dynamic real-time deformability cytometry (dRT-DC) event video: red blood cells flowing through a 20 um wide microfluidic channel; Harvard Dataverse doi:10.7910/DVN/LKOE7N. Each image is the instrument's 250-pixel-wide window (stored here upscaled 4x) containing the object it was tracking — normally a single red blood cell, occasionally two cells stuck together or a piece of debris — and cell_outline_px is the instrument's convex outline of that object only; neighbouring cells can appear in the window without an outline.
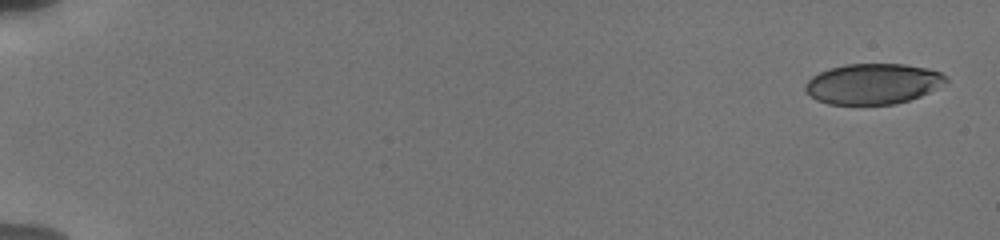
{"species": "human", "species_latin": "Homo sapiens", "temperature_condition": "cold", "stored_images_in_passage": 44, "camera_frame_rate_fps": 3000, "um_per_image_px": 0.085, "donor": {"sex": "male"}, "frame": {"image": 1, "passage_image": 1, "time_ms": 0.0, "image_size_px": [1000, 240], "cell_outline_px": [[948, 84], [920, 96], [908, 100], [892, 104], [828, 104], [816, 100], [804, 88], [804, 84], [812, 76], [828, 68], [844, 64], [904, 64], [928, 68], [940, 72], [948, 76]], "centroid_in_image_um": [74.24, 7.11], "position_along_channel_um": 10.8, "area_um2": 33.47}}
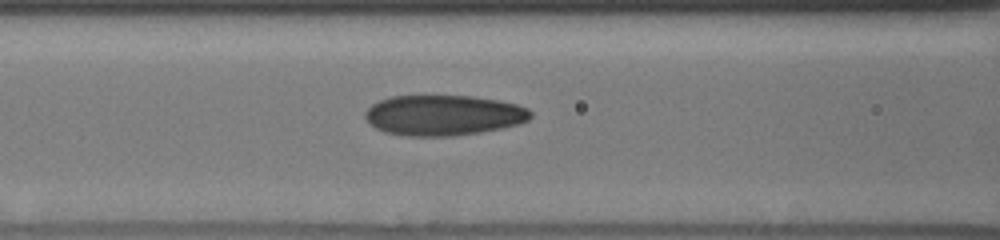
{"frame": {"image": 2, "passage_image": 23, "time_ms": 8.0, "image_size_px": [1000, 240], "cell_outline_px": [[532, 116], [528, 120], [504, 128], [480, 132], [452, 136], [408, 136], [384, 132], [376, 128], [364, 116], [364, 112], [372, 104], [380, 100], [392, 96], [472, 96], [500, 100], [516, 104], [528, 108], [532, 112]], "centroid_in_image_um": [37.71, 9.79], "position_along_channel_um": 128.9, "area_um2": 39.02}}
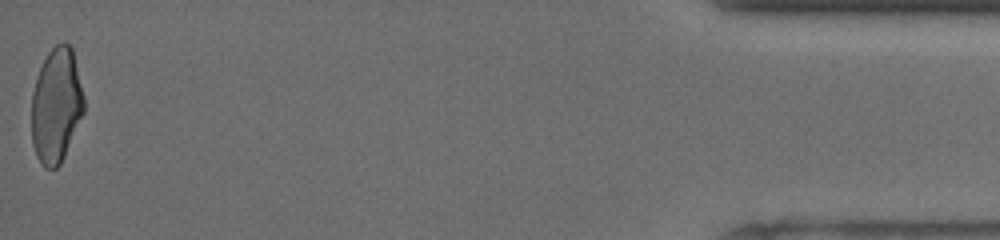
{"frame": {"image": 3, "passage_image": 44, "time_ms": 18.0, "image_size_px": [1000, 240], "cell_outline_px": [[84, 112], [64, 156], [60, 164], [56, 168], [44, 168], [36, 156], [32, 144], [32, 92], [40, 68], [48, 52], [56, 44], [64, 40], [72, 48], [84, 96]], "centroid_in_image_um": [4.78, 8.96], "position_along_channel_um": 430.4, "area_um2": 34.97}, "authors_computed_cell_mechanics": {"area_um2": 37.281, "velocity_mm_per_s": 3.7978, "shape_relaxation_time_tau1_ms": 4.5244, "shape_relaxation_time_tau2_ms": 1.1686, "deformation_change_tau1": 0.1587, "deformation_change_tau2": 0.0725}}